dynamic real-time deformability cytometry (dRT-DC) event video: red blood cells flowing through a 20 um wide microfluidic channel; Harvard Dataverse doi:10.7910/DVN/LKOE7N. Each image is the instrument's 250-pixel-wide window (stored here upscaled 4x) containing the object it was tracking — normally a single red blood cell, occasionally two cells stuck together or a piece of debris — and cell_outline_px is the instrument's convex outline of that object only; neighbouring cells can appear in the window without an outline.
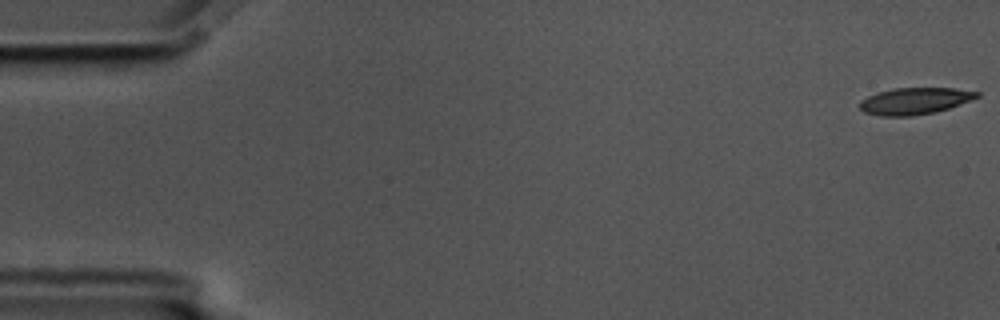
{"species": "common noctule bat (a hibernating species)", "species_latin": "Nyctalus noctula", "temperature_condition": "cold", "stored_images_in_passage": 12, "camera_frame_rate_fps": 3000, "um_per_image_px": 0.085, "animal": {"sex": "male", "body_mass_g": 17.5, "forearm_length_mm": 52.3}, "frame": {"image": 1, "passage_image": 1, "time_ms": 0.0, "image_size_px": [1000, 320], "cell_outline_px": [[980, 96], [960, 104], [936, 112], [912, 116], [880, 116], [864, 112], [860, 108], [860, 100], [876, 92], [892, 88], [956, 88], [980, 92]], "centroid_in_image_um": [77.74, 8.58], "position_along_channel_um": 7.3, "area_um2": 18.32}}